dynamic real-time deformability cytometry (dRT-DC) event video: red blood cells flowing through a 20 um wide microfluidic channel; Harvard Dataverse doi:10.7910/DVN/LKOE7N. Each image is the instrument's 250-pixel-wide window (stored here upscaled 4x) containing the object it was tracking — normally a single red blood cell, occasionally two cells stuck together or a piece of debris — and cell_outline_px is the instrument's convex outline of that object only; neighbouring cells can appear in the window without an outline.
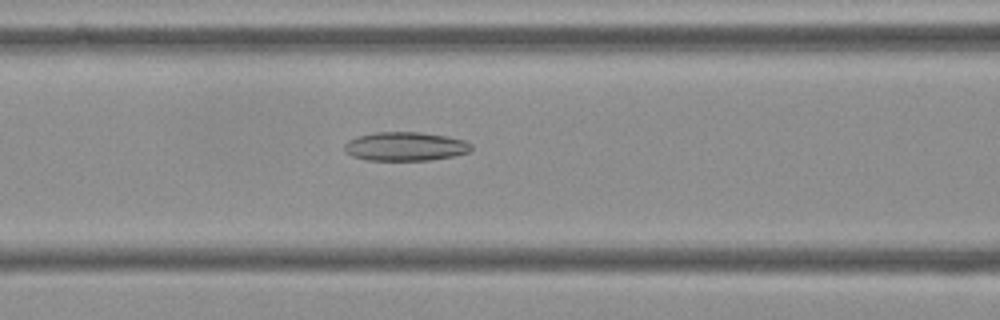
{"species": "Egyptian fruit bat (a non-hibernating species)", "species_latin": "Rousettus aegyptiacus", "temperature_condition": "cold", "stored_images_in_passage": 17, "camera_frame_rate_fps": 3000, "um_per_image_px": 0.085, "frame": {"image": 1, "passage_image": 12, "time_ms": 3.667, "image_size_px": [1000, 320], "cell_outline_px": [[472, 148], [468, 152], [452, 156], [428, 160], [364, 160], [352, 156], [344, 152], [344, 144], [348, 140], [356, 136], [376, 132], [420, 132], [448, 136], [464, 140], [472, 144]], "centroid_in_image_um": [34.41, 12.44], "position_along_channel_um": 132.2, "area_um2": 21.44}}
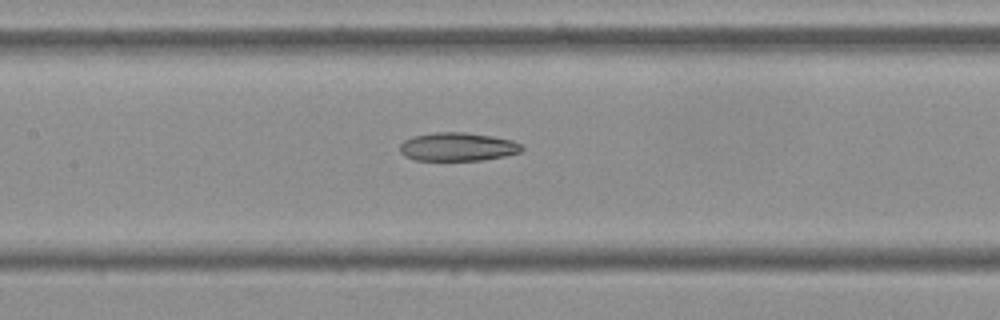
{"frame": {"image": 2, "passage_image": 15, "time_ms": 4.667, "image_size_px": [1000, 320], "cell_outline_px": [[524, 148], [520, 152], [504, 156], [480, 160], [416, 160], [404, 156], [400, 152], [400, 144], [404, 140], [412, 136], [432, 132], [464, 132], [492, 136], [512, 140], [524, 144]], "centroid_in_image_um": [38.9, 12.47], "position_along_channel_um": 168.5, "area_um2": 20.35}}